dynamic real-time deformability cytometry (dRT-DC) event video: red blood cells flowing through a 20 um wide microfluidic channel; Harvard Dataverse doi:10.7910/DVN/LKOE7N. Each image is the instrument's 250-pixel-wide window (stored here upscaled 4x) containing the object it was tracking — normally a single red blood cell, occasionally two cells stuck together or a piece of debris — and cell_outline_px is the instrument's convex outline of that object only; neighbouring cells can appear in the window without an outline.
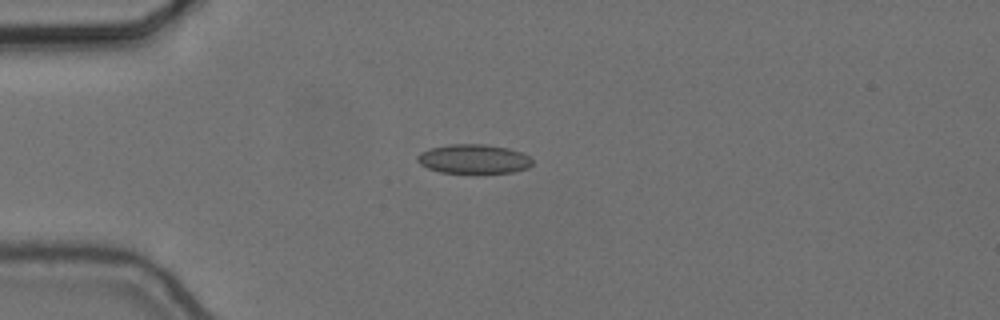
{"species": "common noctule bat (a hibernating species)", "species_latin": "Nyctalus noctula", "temperature_condition": "cold", "stored_images_in_passage": 42, "camera_frame_rate_fps": 3000, "um_per_image_px": 0.085, "animal": {"sex": "female", "body_mass_g": 24.6, "forearm_length_mm": 56.2}, "frame": {"image": 1, "passage_image": 1, "time_ms": 0.0, "image_size_px": [1000, 320], "cell_outline_px": [[532, 164], [528, 168], [512, 172], [440, 172], [428, 168], [420, 164], [416, 160], [416, 156], [420, 152], [432, 148], [448, 144], [484, 144], [508, 148], [520, 152], [528, 156], [532, 160]], "centroid_in_image_um": [40.24, 13.5], "position_along_channel_um": 44.8, "area_um2": 19.36}}
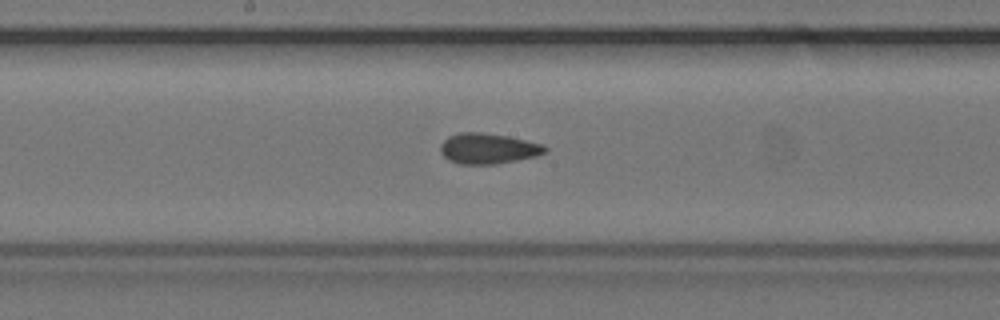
{"frame": {"image": 2, "passage_image": 16, "time_ms": 5.0, "image_size_px": [1000, 320], "cell_outline_px": [[548, 148], [544, 152], [536, 156], [496, 164], [460, 164], [448, 160], [440, 152], [440, 144], [448, 136], [460, 132], [480, 132], [508, 136], [544, 144]], "centroid_in_image_um": [41.46, 12.62], "position_along_channel_um": 206.7, "area_um2": 18.67}}
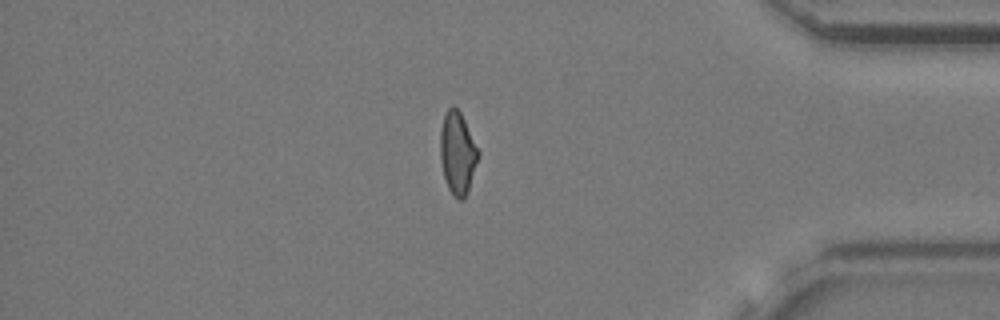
{"frame": {"image": 3, "passage_image": 34, "time_ms": 11.0, "image_size_px": [1000, 320], "cell_outline_px": [[480, 152], [468, 192], [460, 200], [456, 200], [452, 196], [448, 188], [444, 176], [440, 160], [440, 132], [444, 116], [448, 108], [456, 108], [460, 112]], "centroid_in_image_um": [38.88, 13.05], "position_along_channel_um": 396.3, "area_um2": 18.09}, "authors_computed_cell_mechanics": {"area_um2": 18.4093, "velocity_mm_per_s": 3.6757, "shape_relaxation_time_tau1_ms": null, "shape_relaxation_time_tau2_ms": 3.0846, "deformation_change_tau1": null, "deformation_change_tau2": 0.0916}}